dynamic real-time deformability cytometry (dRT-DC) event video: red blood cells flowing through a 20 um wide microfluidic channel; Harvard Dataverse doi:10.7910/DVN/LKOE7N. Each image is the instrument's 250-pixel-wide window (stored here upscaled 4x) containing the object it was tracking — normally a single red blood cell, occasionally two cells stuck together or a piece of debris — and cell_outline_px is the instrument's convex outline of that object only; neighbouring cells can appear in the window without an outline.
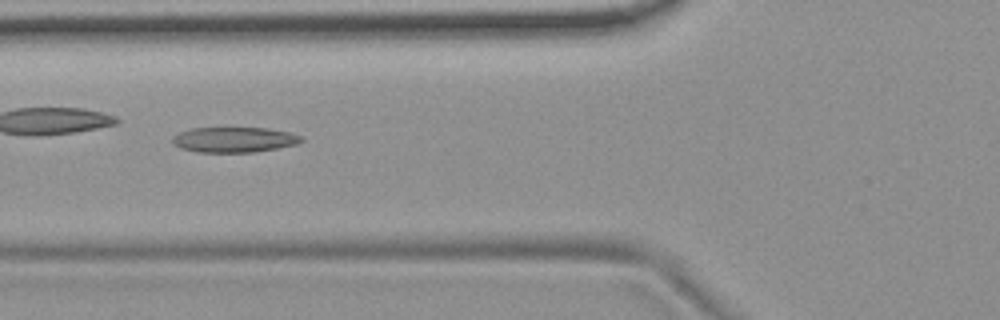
{"species": "common noctule bat (a hibernating species)", "species_latin": "Nyctalus noctula", "temperature_condition": "room temperature", "stored_images_in_passage": 6, "camera_frame_rate_fps": 3000, "um_per_image_px": 0.085, "animal": {"sex": "female", "body_mass_g": 19.9}, "frame": {"image": 1, "passage_image": 5, "time_ms": 4.667, "image_size_px": [1000, 320], "cell_outline_px": [[304, 140], [296, 144], [256, 152], [196, 152], [180, 148], [172, 140], [180, 132], [192, 128], [268, 128], [288, 132], [304, 136]], "centroid_in_image_um": [19.95, 11.87], "position_along_channel_um": 105.8, "area_um2": 18.84}}
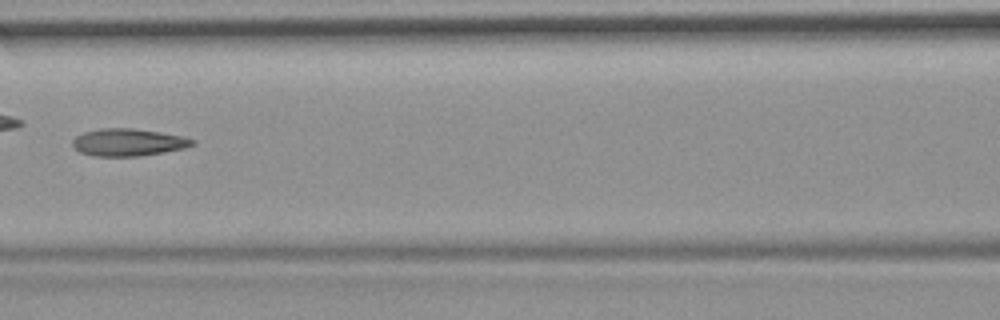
{"frame": {"image": 2, "passage_image": 6, "time_ms": 6.0, "image_size_px": [1000, 320], "cell_outline_px": [[196, 144], [184, 148], [164, 152], [140, 156], [96, 156], [80, 152], [72, 144], [72, 140], [76, 136], [84, 132], [100, 128], [132, 128], [160, 132], [184, 136], [196, 140]], "centroid_in_image_um": [10.93, 12.09], "position_along_channel_um": 155.7, "area_um2": 19.13}}